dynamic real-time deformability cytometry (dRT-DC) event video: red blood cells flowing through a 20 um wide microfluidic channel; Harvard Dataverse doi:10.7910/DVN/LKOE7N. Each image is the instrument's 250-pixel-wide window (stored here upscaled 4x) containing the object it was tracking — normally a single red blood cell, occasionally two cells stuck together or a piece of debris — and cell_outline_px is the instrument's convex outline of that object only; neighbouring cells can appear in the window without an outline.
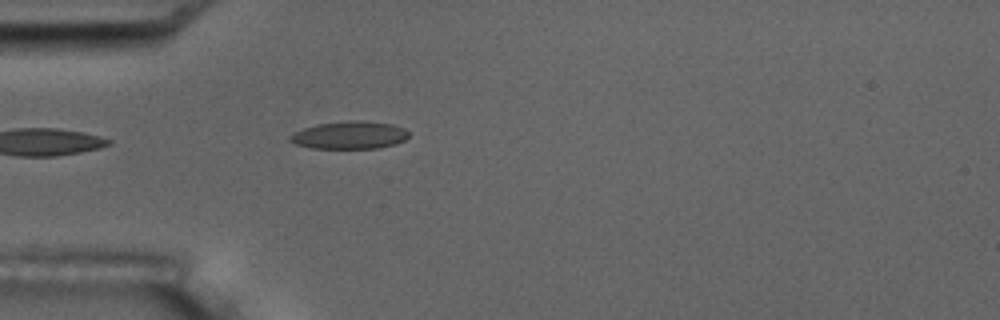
{"species": "common noctule bat (a hibernating species)", "species_latin": "Nyctalus noctula", "temperature_condition": "room temperature", "stored_images_in_passage": 1, "camera_frame_rate_fps": 3000, "um_per_image_px": 0.085, "animal": {"sex": "male", "body_mass_g": 17.5, "forearm_length_mm": 52.3}, "frame": {"image": 1, "passage_image": 1, "time_ms": 0.0, "image_size_px": [1000, 320], "cell_outline_px": [[408, 136], [404, 140], [396, 144], [376, 148], [312, 148], [296, 144], [288, 140], [288, 136], [304, 128], [316, 124], [348, 120], [364, 120], [392, 124], [404, 128], [408, 132]], "centroid_in_image_um": [29.71, 11.47], "position_along_channel_um": 55.3, "area_um2": 19.19}}